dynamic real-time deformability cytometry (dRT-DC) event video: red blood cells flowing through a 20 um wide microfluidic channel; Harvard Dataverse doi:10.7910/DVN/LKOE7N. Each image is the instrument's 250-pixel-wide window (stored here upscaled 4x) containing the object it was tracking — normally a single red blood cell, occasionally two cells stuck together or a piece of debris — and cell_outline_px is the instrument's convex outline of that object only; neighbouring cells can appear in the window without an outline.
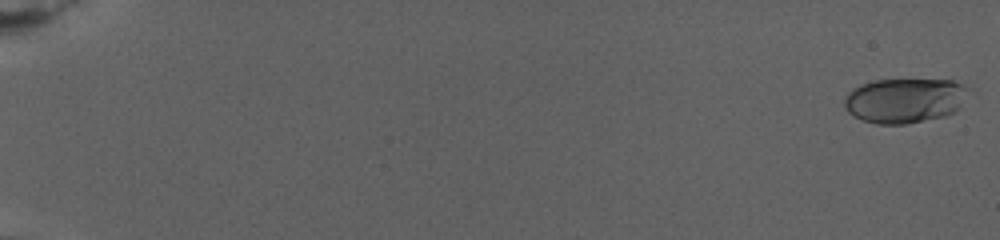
{"species": "human", "species_latin": "Homo sapiens", "temperature_condition": "warm", "stored_images_in_passage": 90, "camera_frame_rate_fps": 3000, "um_per_image_px": 0.085, "donor": {"sex": "female"}, "frame": {"image": 1, "passage_image": 2, "time_ms": 0.333, "image_size_px": [1000, 240], "cell_outline_px": [[968, 88], [956, 108], [952, 112], [944, 116], [904, 124], [880, 124], [864, 120], [848, 112], [844, 104], [844, 100], [848, 92], [852, 88], [876, 80], [952, 80]], "centroid_in_image_um": [76.83, 8.53], "position_along_channel_um": 8.2, "area_um2": 31.5}}
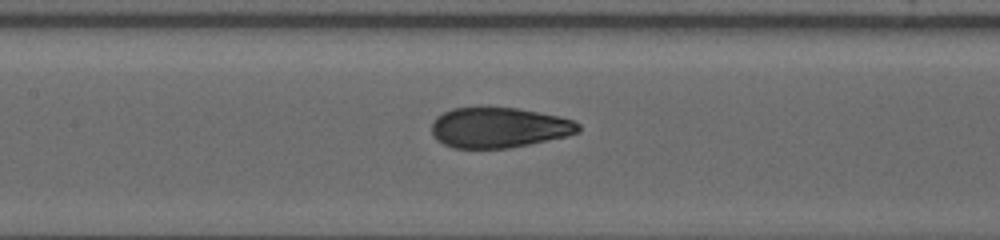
{"frame": {"image": 2, "passage_image": 55, "time_ms": 14.333, "image_size_px": [1000, 240], "cell_outline_px": [[580, 132], [564, 136], [528, 144], [508, 148], [452, 148], [436, 140], [432, 132], [432, 124], [436, 116], [452, 108], [480, 104], [516, 108], [556, 116], [572, 120], [580, 124]], "centroid_in_image_um": [42.33, 10.8], "position_along_channel_um": 165.1, "area_um2": 34.97}}
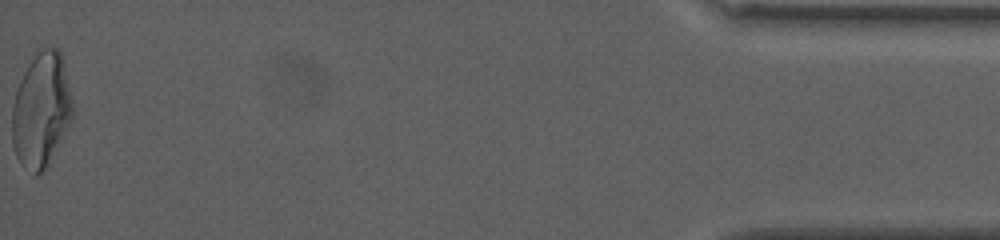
{"frame": {"image": 3, "passage_image": 89, "time_ms": 27.667, "image_size_px": [1000, 240], "cell_outline_px": [[72, 116], [44, 168], [36, 176], [20, 164], [16, 156], [12, 144], [12, 108], [16, 92], [20, 80], [28, 64], [44, 48], [56, 48], [60, 52], [64, 64], [72, 104]], "centroid_in_image_um": [3.46, 9.35], "position_along_channel_um": 431.7, "area_um2": 39.13}, "authors_computed_cell_mechanics": {"area_um2": 34.6222, "velocity_mm_per_s": 2.6244, "shape_relaxation_time_tau1_ms": 9.2742, "shape_relaxation_time_tau2_ms": null, "deformation_change_tau1": 0.2553, "deformation_change_tau2": null}}